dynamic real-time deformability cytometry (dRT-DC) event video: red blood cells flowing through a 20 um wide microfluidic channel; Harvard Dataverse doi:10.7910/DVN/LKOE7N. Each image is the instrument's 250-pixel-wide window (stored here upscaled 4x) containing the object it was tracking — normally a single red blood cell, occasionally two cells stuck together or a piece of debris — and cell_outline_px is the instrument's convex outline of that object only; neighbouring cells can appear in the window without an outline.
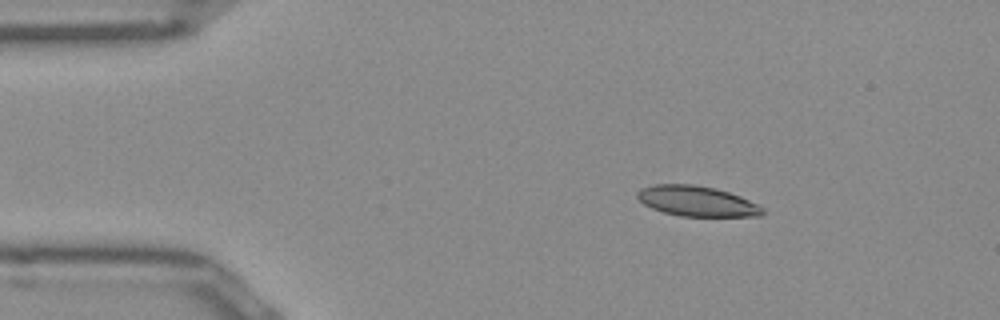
{"species": "Egyptian fruit bat (a non-hibernating species)", "species_latin": "Rousettus aegyptiacus", "temperature_condition": "room temperature", "stored_images_in_passage": 45, "segment_of_instrument_passage": [1, 2], "camera_frame_rate_fps": 3000, "um_per_image_px": 0.085, "frame": {"image": 1, "passage_image": 1, "time_ms": 0.0, "image_size_px": [1000, 320], "cell_outline_px": [[764, 212], [760, 216], [680, 216], [664, 212], [652, 208], [644, 204], [636, 196], [636, 192], [640, 188], [652, 184], [692, 184], [716, 188], [740, 196], [764, 208]], "centroid_in_image_um": [59.2, 17.09], "position_along_channel_um": 25.8, "area_um2": 22.08}}
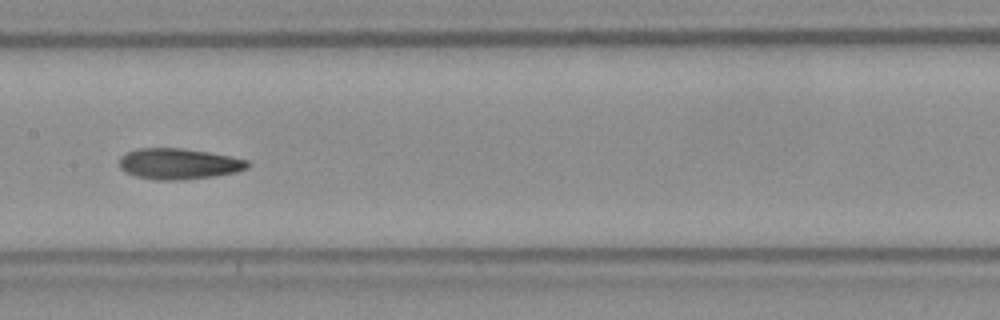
{"frame": {"image": 2, "passage_image": 18, "time_ms": 5.667, "image_size_px": [1000, 320], "cell_outline_px": [[248, 168], [236, 172], [212, 176], [180, 180], [156, 180], [136, 176], [120, 168], [120, 156], [136, 148], [184, 148], [208, 152], [248, 160]], "centroid_in_image_um": [15.18, 13.92], "position_along_channel_um": 192.2, "area_um2": 22.89}}
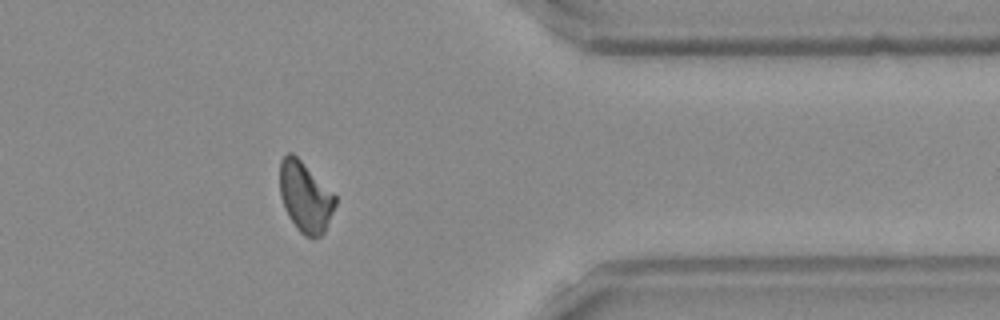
{"frame": {"image": 3, "passage_image": 34, "time_ms": 11.0, "image_size_px": [1000, 320], "cell_outline_px": [[336, 204], [324, 232], [320, 236], [312, 240], [304, 236], [296, 228], [288, 216], [284, 208], [280, 196], [280, 160], [288, 152], [292, 152], [336, 196]], "centroid_in_image_um": [25.93, 16.78], "position_along_channel_um": 385.5, "area_um2": 22.66}}